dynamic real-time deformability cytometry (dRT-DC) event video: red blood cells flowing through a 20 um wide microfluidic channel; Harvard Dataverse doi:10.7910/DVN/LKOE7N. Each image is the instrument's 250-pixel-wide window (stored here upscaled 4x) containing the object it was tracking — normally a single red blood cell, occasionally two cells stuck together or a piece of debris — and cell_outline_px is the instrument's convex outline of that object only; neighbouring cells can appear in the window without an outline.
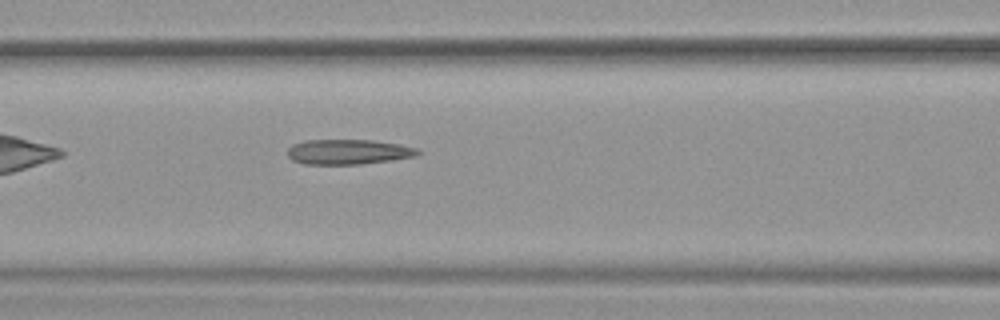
{"species": "common noctule bat (a hibernating species)", "species_latin": "Nyctalus noctula", "temperature_condition": "warm", "stored_images_in_passage": 36, "camera_frame_rate_fps": 3000, "um_per_image_px": 0.085, "animal": {"sex": "female", "body_mass_g": 19.9}, "frame": {"image": 1, "passage_image": 6, "time_ms": 1.667, "image_size_px": [1000, 320], "cell_outline_px": [[420, 152], [416, 156], [392, 160], [360, 164], [304, 164], [292, 160], [288, 156], [288, 148], [292, 144], [304, 140], [372, 140], [400, 144], [416, 148]], "centroid_in_image_um": [29.58, 12.9], "position_along_channel_um": 137.0, "area_um2": 19.02}}